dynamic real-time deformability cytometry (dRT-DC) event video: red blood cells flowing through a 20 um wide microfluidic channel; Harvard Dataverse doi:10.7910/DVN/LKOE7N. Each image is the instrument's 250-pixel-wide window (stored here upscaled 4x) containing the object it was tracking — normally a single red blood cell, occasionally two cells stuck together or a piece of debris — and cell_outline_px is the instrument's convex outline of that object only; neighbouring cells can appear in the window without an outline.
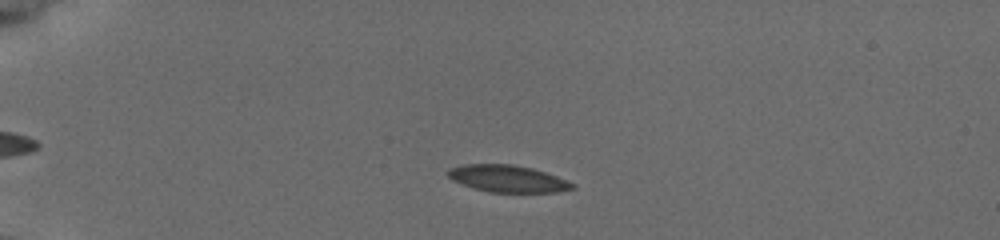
{"species": "common noctule bat (a hibernating species)", "species_latin": "Nyctalus noctula", "temperature_condition": "cold", "stored_images_in_passage": 23, "camera_frame_rate_fps": 3000, "um_per_image_px": 0.085, "animal": {"sex": "female", "body_mass_g": 19.5, "forearm_length_mm": 54.1}, "frame": {"image": 1, "passage_image": 7, "time_ms": 2.667, "image_size_px": [1000, 240], "cell_outline_px": [[576, 188], [556, 192], [488, 192], [472, 188], [452, 180], [444, 172], [448, 168], [464, 164], [512, 164], [532, 168], [556, 176], [576, 184]], "centroid_in_image_um": [43.11, 15.18], "position_along_channel_um": 41.9, "area_um2": 19.71}}
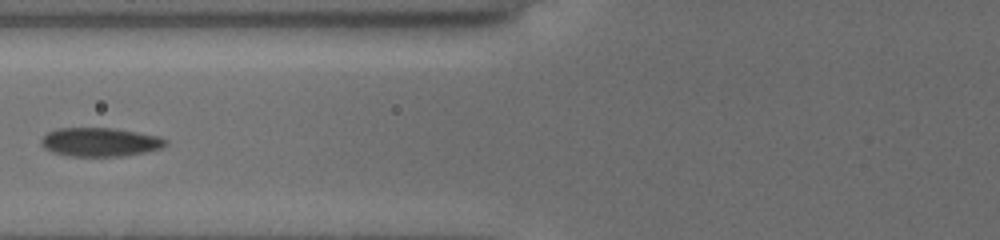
{"frame": {"image": 2, "passage_image": 20, "time_ms": 6.0, "image_size_px": [1000, 240], "cell_outline_px": [[168, 144], [164, 148], [148, 152], [124, 156], [68, 156], [52, 152], [44, 148], [40, 144], [40, 140], [48, 132], [56, 128], [116, 128], [160, 136], [168, 140]], "centroid_in_image_um": [8.55, 12.08], "position_along_channel_um": 117.2, "area_um2": 21.27}}
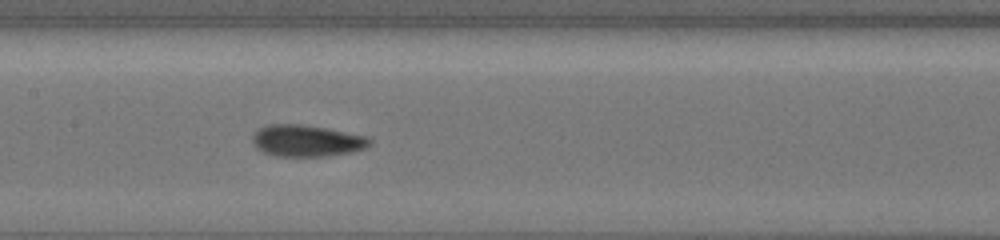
{"frame": {"image": 3, "passage_image": 23, "time_ms": 7.667, "image_size_px": [1000, 240], "cell_outline_px": [[372, 144], [368, 148], [352, 152], [328, 156], [276, 156], [264, 152], [256, 148], [252, 140], [252, 136], [260, 128], [268, 124], [300, 124], [324, 128], [364, 136], [372, 140]], "centroid_in_image_um": [26.08, 11.97], "position_along_channel_um": 181.3, "area_um2": 21.5}}